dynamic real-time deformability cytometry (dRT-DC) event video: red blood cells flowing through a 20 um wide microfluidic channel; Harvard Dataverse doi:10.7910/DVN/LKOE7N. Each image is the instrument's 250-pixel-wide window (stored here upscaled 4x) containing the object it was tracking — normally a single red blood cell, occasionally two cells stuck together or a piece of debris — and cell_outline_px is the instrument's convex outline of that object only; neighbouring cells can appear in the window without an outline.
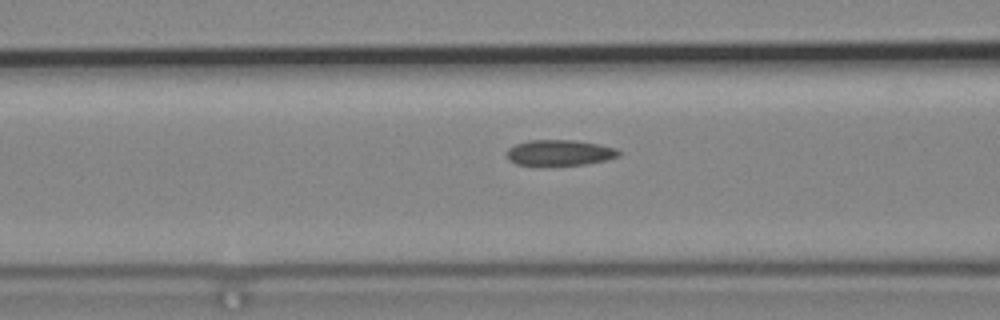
{"species": "common noctule bat (a hibernating species)", "species_latin": "Nyctalus noctula", "temperature_condition": "cold", "stored_images_in_passage": 6, "camera_frame_rate_fps": 3000, "um_per_image_px": 0.085, "animal": {"sex": "male", "body_mass_g": 19.2, "forearm_length_mm": 51.8}, "frame": {"image": 1, "passage_image": 6, "time_ms": 1.667, "image_size_px": [1000, 320], "cell_outline_px": [[620, 156], [588, 164], [548, 168], [544, 168], [516, 164], [508, 160], [508, 148], [516, 144], [528, 140], [576, 140], [600, 144], [616, 148], [620, 152]], "centroid_in_image_um": [47.55, 13.02], "position_along_channel_um": 119.1, "area_um2": 17.63}}